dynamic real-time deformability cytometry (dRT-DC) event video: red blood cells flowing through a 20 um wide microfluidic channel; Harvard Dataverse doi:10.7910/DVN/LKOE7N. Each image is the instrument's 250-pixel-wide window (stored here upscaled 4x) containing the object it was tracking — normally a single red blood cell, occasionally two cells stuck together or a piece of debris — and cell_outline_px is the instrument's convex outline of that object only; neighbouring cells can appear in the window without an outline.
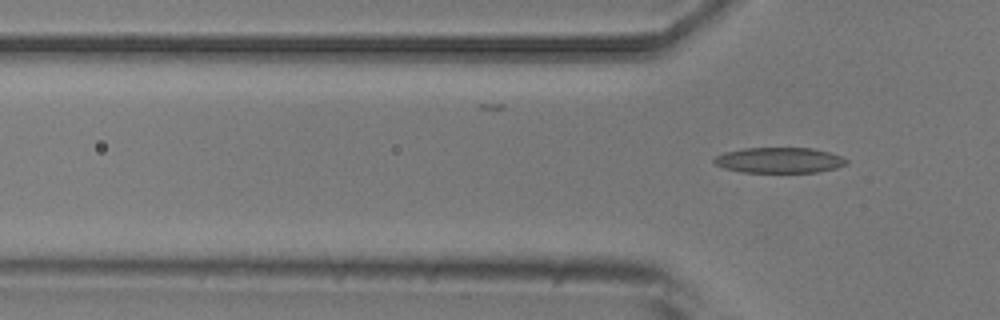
{"species": "common noctule bat (a hibernating species)", "species_latin": "Nyctalus noctula", "temperature_condition": "room temperature", "stored_images_in_passage": 6, "camera_frame_rate_fps": 3000, "um_per_image_px": 0.085, "animal": {"sex": "male", "body_mass_g": 20.5, "forearm_length_mm": 52.5}, "frame": {"image": 1, "passage_image": 6, "time_ms": 5.667, "image_size_px": [1000, 320], "cell_outline_px": [[848, 164], [836, 168], [816, 172], [744, 172], [724, 168], [716, 164], [712, 160], [716, 156], [724, 152], [744, 148], [812, 148], [828, 152], [840, 156], [848, 160]], "centroid_in_image_um": [66.24, 13.61], "position_along_channel_um": 59.6, "area_um2": 19.59}}